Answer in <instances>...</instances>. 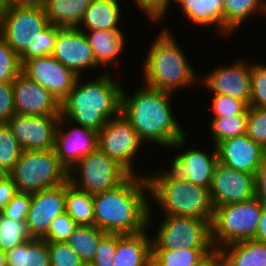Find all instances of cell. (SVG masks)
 Wrapping results in <instances>:
<instances>
[{
    "instance_id": "obj_1",
    "label": "cell",
    "mask_w": 266,
    "mask_h": 266,
    "mask_svg": "<svg viewBox=\"0 0 266 266\" xmlns=\"http://www.w3.org/2000/svg\"><path fill=\"white\" fill-rule=\"evenodd\" d=\"M142 85L132 95L123 87L121 114L144 143L176 150L186 147L188 134L173 113V94Z\"/></svg>"
},
{
    "instance_id": "obj_2",
    "label": "cell",
    "mask_w": 266,
    "mask_h": 266,
    "mask_svg": "<svg viewBox=\"0 0 266 266\" xmlns=\"http://www.w3.org/2000/svg\"><path fill=\"white\" fill-rule=\"evenodd\" d=\"M146 174H131L116 188L93 195L96 227L122 235L150 228L154 210Z\"/></svg>"
},
{
    "instance_id": "obj_3",
    "label": "cell",
    "mask_w": 266,
    "mask_h": 266,
    "mask_svg": "<svg viewBox=\"0 0 266 266\" xmlns=\"http://www.w3.org/2000/svg\"><path fill=\"white\" fill-rule=\"evenodd\" d=\"M90 81L77 79L60 103V115L72 123L99 132L107 121L121 114L123 85L107 72ZM118 82V83H117Z\"/></svg>"
},
{
    "instance_id": "obj_4",
    "label": "cell",
    "mask_w": 266,
    "mask_h": 266,
    "mask_svg": "<svg viewBox=\"0 0 266 266\" xmlns=\"http://www.w3.org/2000/svg\"><path fill=\"white\" fill-rule=\"evenodd\" d=\"M157 35L144 58L143 84L172 94L178 89L199 85L200 76H196V69L188 62L170 28H161Z\"/></svg>"
},
{
    "instance_id": "obj_5",
    "label": "cell",
    "mask_w": 266,
    "mask_h": 266,
    "mask_svg": "<svg viewBox=\"0 0 266 266\" xmlns=\"http://www.w3.org/2000/svg\"><path fill=\"white\" fill-rule=\"evenodd\" d=\"M149 198L159 205L162 216L177 215L212 221L214 207L210 188L194 185L180 177L171 168L159 169L145 175Z\"/></svg>"
},
{
    "instance_id": "obj_6",
    "label": "cell",
    "mask_w": 266,
    "mask_h": 266,
    "mask_svg": "<svg viewBox=\"0 0 266 266\" xmlns=\"http://www.w3.org/2000/svg\"><path fill=\"white\" fill-rule=\"evenodd\" d=\"M49 24L42 5L37 3H12L0 17V35L20 56L22 64L35 58L38 34Z\"/></svg>"
},
{
    "instance_id": "obj_7",
    "label": "cell",
    "mask_w": 266,
    "mask_h": 266,
    "mask_svg": "<svg viewBox=\"0 0 266 266\" xmlns=\"http://www.w3.org/2000/svg\"><path fill=\"white\" fill-rule=\"evenodd\" d=\"M18 192L36 193L60 186L68 181V170L56 156L55 150H24L8 174Z\"/></svg>"
},
{
    "instance_id": "obj_8",
    "label": "cell",
    "mask_w": 266,
    "mask_h": 266,
    "mask_svg": "<svg viewBox=\"0 0 266 266\" xmlns=\"http://www.w3.org/2000/svg\"><path fill=\"white\" fill-rule=\"evenodd\" d=\"M263 203L254 197L251 200L214 208L210 224L213 248L253 239L262 213Z\"/></svg>"
},
{
    "instance_id": "obj_9",
    "label": "cell",
    "mask_w": 266,
    "mask_h": 266,
    "mask_svg": "<svg viewBox=\"0 0 266 266\" xmlns=\"http://www.w3.org/2000/svg\"><path fill=\"white\" fill-rule=\"evenodd\" d=\"M130 175L116 159L97 149L68 171V181L76 189L95 195L116 188Z\"/></svg>"
},
{
    "instance_id": "obj_10",
    "label": "cell",
    "mask_w": 266,
    "mask_h": 266,
    "mask_svg": "<svg viewBox=\"0 0 266 266\" xmlns=\"http://www.w3.org/2000/svg\"><path fill=\"white\" fill-rule=\"evenodd\" d=\"M152 237V250L213 249L210 221L188 216H162Z\"/></svg>"
},
{
    "instance_id": "obj_11",
    "label": "cell",
    "mask_w": 266,
    "mask_h": 266,
    "mask_svg": "<svg viewBox=\"0 0 266 266\" xmlns=\"http://www.w3.org/2000/svg\"><path fill=\"white\" fill-rule=\"evenodd\" d=\"M144 143L130 122L122 115L111 118L98 132V149L116 159L131 174L137 173L135 156Z\"/></svg>"
},
{
    "instance_id": "obj_12",
    "label": "cell",
    "mask_w": 266,
    "mask_h": 266,
    "mask_svg": "<svg viewBox=\"0 0 266 266\" xmlns=\"http://www.w3.org/2000/svg\"><path fill=\"white\" fill-rule=\"evenodd\" d=\"M21 72L47 89L59 103L67 97L79 78L52 55L25 60Z\"/></svg>"
},
{
    "instance_id": "obj_13",
    "label": "cell",
    "mask_w": 266,
    "mask_h": 266,
    "mask_svg": "<svg viewBox=\"0 0 266 266\" xmlns=\"http://www.w3.org/2000/svg\"><path fill=\"white\" fill-rule=\"evenodd\" d=\"M67 125L70 127L73 125L74 127L67 129L65 128ZM97 149L98 132L72 123L67 118L60 116L54 150L56 156L68 171L82 158Z\"/></svg>"
},
{
    "instance_id": "obj_14",
    "label": "cell",
    "mask_w": 266,
    "mask_h": 266,
    "mask_svg": "<svg viewBox=\"0 0 266 266\" xmlns=\"http://www.w3.org/2000/svg\"><path fill=\"white\" fill-rule=\"evenodd\" d=\"M60 116L15 114L6 124L22 150H52Z\"/></svg>"
},
{
    "instance_id": "obj_15",
    "label": "cell",
    "mask_w": 266,
    "mask_h": 266,
    "mask_svg": "<svg viewBox=\"0 0 266 266\" xmlns=\"http://www.w3.org/2000/svg\"><path fill=\"white\" fill-rule=\"evenodd\" d=\"M209 191L214 208L245 202L255 197V176L218 163Z\"/></svg>"
},
{
    "instance_id": "obj_16",
    "label": "cell",
    "mask_w": 266,
    "mask_h": 266,
    "mask_svg": "<svg viewBox=\"0 0 266 266\" xmlns=\"http://www.w3.org/2000/svg\"><path fill=\"white\" fill-rule=\"evenodd\" d=\"M238 59L229 66L227 64L218 65L207 75H204L199 82H201V86L204 85L213 94L234 97L244 101L249 106L251 63Z\"/></svg>"
},
{
    "instance_id": "obj_17",
    "label": "cell",
    "mask_w": 266,
    "mask_h": 266,
    "mask_svg": "<svg viewBox=\"0 0 266 266\" xmlns=\"http://www.w3.org/2000/svg\"><path fill=\"white\" fill-rule=\"evenodd\" d=\"M52 56L81 77L86 69L100 68L84 32L78 28L58 31Z\"/></svg>"
},
{
    "instance_id": "obj_18",
    "label": "cell",
    "mask_w": 266,
    "mask_h": 266,
    "mask_svg": "<svg viewBox=\"0 0 266 266\" xmlns=\"http://www.w3.org/2000/svg\"><path fill=\"white\" fill-rule=\"evenodd\" d=\"M66 183L31 194L26 224L32 238L42 239L51 222L65 212Z\"/></svg>"
},
{
    "instance_id": "obj_19",
    "label": "cell",
    "mask_w": 266,
    "mask_h": 266,
    "mask_svg": "<svg viewBox=\"0 0 266 266\" xmlns=\"http://www.w3.org/2000/svg\"><path fill=\"white\" fill-rule=\"evenodd\" d=\"M16 114L61 116L60 103L36 81L22 72L12 82Z\"/></svg>"
},
{
    "instance_id": "obj_20",
    "label": "cell",
    "mask_w": 266,
    "mask_h": 266,
    "mask_svg": "<svg viewBox=\"0 0 266 266\" xmlns=\"http://www.w3.org/2000/svg\"><path fill=\"white\" fill-rule=\"evenodd\" d=\"M215 147L218 163L254 176L266 160V150L250 139L247 134L223 140Z\"/></svg>"
},
{
    "instance_id": "obj_21",
    "label": "cell",
    "mask_w": 266,
    "mask_h": 266,
    "mask_svg": "<svg viewBox=\"0 0 266 266\" xmlns=\"http://www.w3.org/2000/svg\"><path fill=\"white\" fill-rule=\"evenodd\" d=\"M208 154L197 147L185 148L182 153H177L170 163V168L180 177L194 185L210 188L218 157L216 147Z\"/></svg>"
},
{
    "instance_id": "obj_22",
    "label": "cell",
    "mask_w": 266,
    "mask_h": 266,
    "mask_svg": "<svg viewBox=\"0 0 266 266\" xmlns=\"http://www.w3.org/2000/svg\"><path fill=\"white\" fill-rule=\"evenodd\" d=\"M148 228L136 234H117L113 266H149L152 260V237Z\"/></svg>"
},
{
    "instance_id": "obj_23",
    "label": "cell",
    "mask_w": 266,
    "mask_h": 266,
    "mask_svg": "<svg viewBox=\"0 0 266 266\" xmlns=\"http://www.w3.org/2000/svg\"><path fill=\"white\" fill-rule=\"evenodd\" d=\"M95 56L96 64L102 68L116 66L118 55L122 54L125 37L120 28L83 31ZM115 63V64H114Z\"/></svg>"
},
{
    "instance_id": "obj_24",
    "label": "cell",
    "mask_w": 266,
    "mask_h": 266,
    "mask_svg": "<svg viewBox=\"0 0 266 266\" xmlns=\"http://www.w3.org/2000/svg\"><path fill=\"white\" fill-rule=\"evenodd\" d=\"M176 4L191 24L202 27L217 25L218 35H233L224 27L223 0H179Z\"/></svg>"
},
{
    "instance_id": "obj_25",
    "label": "cell",
    "mask_w": 266,
    "mask_h": 266,
    "mask_svg": "<svg viewBox=\"0 0 266 266\" xmlns=\"http://www.w3.org/2000/svg\"><path fill=\"white\" fill-rule=\"evenodd\" d=\"M120 6L119 0H91L77 28L81 31L120 28Z\"/></svg>"
},
{
    "instance_id": "obj_26",
    "label": "cell",
    "mask_w": 266,
    "mask_h": 266,
    "mask_svg": "<svg viewBox=\"0 0 266 266\" xmlns=\"http://www.w3.org/2000/svg\"><path fill=\"white\" fill-rule=\"evenodd\" d=\"M219 251L223 266H266V243L254 239L227 244Z\"/></svg>"
},
{
    "instance_id": "obj_27",
    "label": "cell",
    "mask_w": 266,
    "mask_h": 266,
    "mask_svg": "<svg viewBox=\"0 0 266 266\" xmlns=\"http://www.w3.org/2000/svg\"><path fill=\"white\" fill-rule=\"evenodd\" d=\"M91 0H40L51 25L77 28Z\"/></svg>"
},
{
    "instance_id": "obj_28",
    "label": "cell",
    "mask_w": 266,
    "mask_h": 266,
    "mask_svg": "<svg viewBox=\"0 0 266 266\" xmlns=\"http://www.w3.org/2000/svg\"><path fill=\"white\" fill-rule=\"evenodd\" d=\"M7 266H50L48 243L32 238L6 252Z\"/></svg>"
},
{
    "instance_id": "obj_29",
    "label": "cell",
    "mask_w": 266,
    "mask_h": 266,
    "mask_svg": "<svg viewBox=\"0 0 266 266\" xmlns=\"http://www.w3.org/2000/svg\"><path fill=\"white\" fill-rule=\"evenodd\" d=\"M224 27L232 34L251 15L262 13L266 15L265 0H223ZM260 11V12H259Z\"/></svg>"
},
{
    "instance_id": "obj_30",
    "label": "cell",
    "mask_w": 266,
    "mask_h": 266,
    "mask_svg": "<svg viewBox=\"0 0 266 266\" xmlns=\"http://www.w3.org/2000/svg\"><path fill=\"white\" fill-rule=\"evenodd\" d=\"M65 212L79 225H94L93 195L66 182Z\"/></svg>"
},
{
    "instance_id": "obj_31",
    "label": "cell",
    "mask_w": 266,
    "mask_h": 266,
    "mask_svg": "<svg viewBox=\"0 0 266 266\" xmlns=\"http://www.w3.org/2000/svg\"><path fill=\"white\" fill-rule=\"evenodd\" d=\"M106 233L95 225L78 226L66 243L77 253L85 264L94 260L100 239Z\"/></svg>"
},
{
    "instance_id": "obj_32",
    "label": "cell",
    "mask_w": 266,
    "mask_h": 266,
    "mask_svg": "<svg viewBox=\"0 0 266 266\" xmlns=\"http://www.w3.org/2000/svg\"><path fill=\"white\" fill-rule=\"evenodd\" d=\"M212 249L152 250L151 263L155 266H192Z\"/></svg>"
},
{
    "instance_id": "obj_33",
    "label": "cell",
    "mask_w": 266,
    "mask_h": 266,
    "mask_svg": "<svg viewBox=\"0 0 266 266\" xmlns=\"http://www.w3.org/2000/svg\"><path fill=\"white\" fill-rule=\"evenodd\" d=\"M210 124L212 145L247 133V115L213 117Z\"/></svg>"
},
{
    "instance_id": "obj_34",
    "label": "cell",
    "mask_w": 266,
    "mask_h": 266,
    "mask_svg": "<svg viewBox=\"0 0 266 266\" xmlns=\"http://www.w3.org/2000/svg\"><path fill=\"white\" fill-rule=\"evenodd\" d=\"M32 239L26 221H17L0 215V250L7 252Z\"/></svg>"
},
{
    "instance_id": "obj_35",
    "label": "cell",
    "mask_w": 266,
    "mask_h": 266,
    "mask_svg": "<svg viewBox=\"0 0 266 266\" xmlns=\"http://www.w3.org/2000/svg\"><path fill=\"white\" fill-rule=\"evenodd\" d=\"M22 148L6 123H0V170L9 174L22 154Z\"/></svg>"
},
{
    "instance_id": "obj_36",
    "label": "cell",
    "mask_w": 266,
    "mask_h": 266,
    "mask_svg": "<svg viewBox=\"0 0 266 266\" xmlns=\"http://www.w3.org/2000/svg\"><path fill=\"white\" fill-rule=\"evenodd\" d=\"M20 56L0 35V82H13L21 73Z\"/></svg>"
},
{
    "instance_id": "obj_37",
    "label": "cell",
    "mask_w": 266,
    "mask_h": 266,
    "mask_svg": "<svg viewBox=\"0 0 266 266\" xmlns=\"http://www.w3.org/2000/svg\"><path fill=\"white\" fill-rule=\"evenodd\" d=\"M250 100L249 106L266 108V65L252 63L250 69Z\"/></svg>"
},
{
    "instance_id": "obj_38",
    "label": "cell",
    "mask_w": 266,
    "mask_h": 266,
    "mask_svg": "<svg viewBox=\"0 0 266 266\" xmlns=\"http://www.w3.org/2000/svg\"><path fill=\"white\" fill-rule=\"evenodd\" d=\"M246 134L266 150V108L248 106Z\"/></svg>"
},
{
    "instance_id": "obj_39",
    "label": "cell",
    "mask_w": 266,
    "mask_h": 266,
    "mask_svg": "<svg viewBox=\"0 0 266 266\" xmlns=\"http://www.w3.org/2000/svg\"><path fill=\"white\" fill-rule=\"evenodd\" d=\"M213 95V117L248 115V105L244 101L222 94Z\"/></svg>"
},
{
    "instance_id": "obj_40",
    "label": "cell",
    "mask_w": 266,
    "mask_h": 266,
    "mask_svg": "<svg viewBox=\"0 0 266 266\" xmlns=\"http://www.w3.org/2000/svg\"><path fill=\"white\" fill-rule=\"evenodd\" d=\"M78 226L69 214L64 212L51 222L49 230L42 240L47 243L66 242Z\"/></svg>"
},
{
    "instance_id": "obj_41",
    "label": "cell",
    "mask_w": 266,
    "mask_h": 266,
    "mask_svg": "<svg viewBox=\"0 0 266 266\" xmlns=\"http://www.w3.org/2000/svg\"><path fill=\"white\" fill-rule=\"evenodd\" d=\"M50 266H84L85 263L66 242L48 243Z\"/></svg>"
},
{
    "instance_id": "obj_42",
    "label": "cell",
    "mask_w": 266,
    "mask_h": 266,
    "mask_svg": "<svg viewBox=\"0 0 266 266\" xmlns=\"http://www.w3.org/2000/svg\"><path fill=\"white\" fill-rule=\"evenodd\" d=\"M117 250V233H106L97 247L92 266H113Z\"/></svg>"
},
{
    "instance_id": "obj_43",
    "label": "cell",
    "mask_w": 266,
    "mask_h": 266,
    "mask_svg": "<svg viewBox=\"0 0 266 266\" xmlns=\"http://www.w3.org/2000/svg\"><path fill=\"white\" fill-rule=\"evenodd\" d=\"M31 204V194L18 192L1 213L12 220L26 221Z\"/></svg>"
},
{
    "instance_id": "obj_44",
    "label": "cell",
    "mask_w": 266,
    "mask_h": 266,
    "mask_svg": "<svg viewBox=\"0 0 266 266\" xmlns=\"http://www.w3.org/2000/svg\"><path fill=\"white\" fill-rule=\"evenodd\" d=\"M60 29L61 27L49 23L39 32L35 42V58L52 55L55 49L57 33Z\"/></svg>"
},
{
    "instance_id": "obj_45",
    "label": "cell",
    "mask_w": 266,
    "mask_h": 266,
    "mask_svg": "<svg viewBox=\"0 0 266 266\" xmlns=\"http://www.w3.org/2000/svg\"><path fill=\"white\" fill-rule=\"evenodd\" d=\"M136 6L144 12L150 22L161 21L170 8L168 0H133Z\"/></svg>"
},
{
    "instance_id": "obj_46",
    "label": "cell",
    "mask_w": 266,
    "mask_h": 266,
    "mask_svg": "<svg viewBox=\"0 0 266 266\" xmlns=\"http://www.w3.org/2000/svg\"><path fill=\"white\" fill-rule=\"evenodd\" d=\"M15 114L12 82H0V123H7Z\"/></svg>"
},
{
    "instance_id": "obj_47",
    "label": "cell",
    "mask_w": 266,
    "mask_h": 266,
    "mask_svg": "<svg viewBox=\"0 0 266 266\" xmlns=\"http://www.w3.org/2000/svg\"><path fill=\"white\" fill-rule=\"evenodd\" d=\"M17 193L18 189L13 179L8 174H4L0 178V211L5 208Z\"/></svg>"
},
{
    "instance_id": "obj_48",
    "label": "cell",
    "mask_w": 266,
    "mask_h": 266,
    "mask_svg": "<svg viewBox=\"0 0 266 266\" xmlns=\"http://www.w3.org/2000/svg\"><path fill=\"white\" fill-rule=\"evenodd\" d=\"M255 197L266 203V160L258 168L255 176Z\"/></svg>"
},
{
    "instance_id": "obj_49",
    "label": "cell",
    "mask_w": 266,
    "mask_h": 266,
    "mask_svg": "<svg viewBox=\"0 0 266 266\" xmlns=\"http://www.w3.org/2000/svg\"><path fill=\"white\" fill-rule=\"evenodd\" d=\"M192 266H223V259L219 249L213 248L199 262Z\"/></svg>"
},
{
    "instance_id": "obj_50",
    "label": "cell",
    "mask_w": 266,
    "mask_h": 266,
    "mask_svg": "<svg viewBox=\"0 0 266 266\" xmlns=\"http://www.w3.org/2000/svg\"><path fill=\"white\" fill-rule=\"evenodd\" d=\"M253 239L259 242L266 243V203H263L260 222Z\"/></svg>"
},
{
    "instance_id": "obj_51",
    "label": "cell",
    "mask_w": 266,
    "mask_h": 266,
    "mask_svg": "<svg viewBox=\"0 0 266 266\" xmlns=\"http://www.w3.org/2000/svg\"><path fill=\"white\" fill-rule=\"evenodd\" d=\"M11 4V0H0V17L8 10Z\"/></svg>"
},
{
    "instance_id": "obj_52",
    "label": "cell",
    "mask_w": 266,
    "mask_h": 266,
    "mask_svg": "<svg viewBox=\"0 0 266 266\" xmlns=\"http://www.w3.org/2000/svg\"><path fill=\"white\" fill-rule=\"evenodd\" d=\"M0 266H7L6 252L0 250Z\"/></svg>"
},
{
    "instance_id": "obj_53",
    "label": "cell",
    "mask_w": 266,
    "mask_h": 266,
    "mask_svg": "<svg viewBox=\"0 0 266 266\" xmlns=\"http://www.w3.org/2000/svg\"><path fill=\"white\" fill-rule=\"evenodd\" d=\"M40 0H11L12 3H37Z\"/></svg>"
},
{
    "instance_id": "obj_54",
    "label": "cell",
    "mask_w": 266,
    "mask_h": 266,
    "mask_svg": "<svg viewBox=\"0 0 266 266\" xmlns=\"http://www.w3.org/2000/svg\"><path fill=\"white\" fill-rule=\"evenodd\" d=\"M172 1L176 4L179 0H168V4L171 5Z\"/></svg>"
},
{
    "instance_id": "obj_55",
    "label": "cell",
    "mask_w": 266,
    "mask_h": 266,
    "mask_svg": "<svg viewBox=\"0 0 266 266\" xmlns=\"http://www.w3.org/2000/svg\"><path fill=\"white\" fill-rule=\"evenodd\" d=\"M4 175V173L0 170V178Z\"/></svg>"
}]
</instances>
